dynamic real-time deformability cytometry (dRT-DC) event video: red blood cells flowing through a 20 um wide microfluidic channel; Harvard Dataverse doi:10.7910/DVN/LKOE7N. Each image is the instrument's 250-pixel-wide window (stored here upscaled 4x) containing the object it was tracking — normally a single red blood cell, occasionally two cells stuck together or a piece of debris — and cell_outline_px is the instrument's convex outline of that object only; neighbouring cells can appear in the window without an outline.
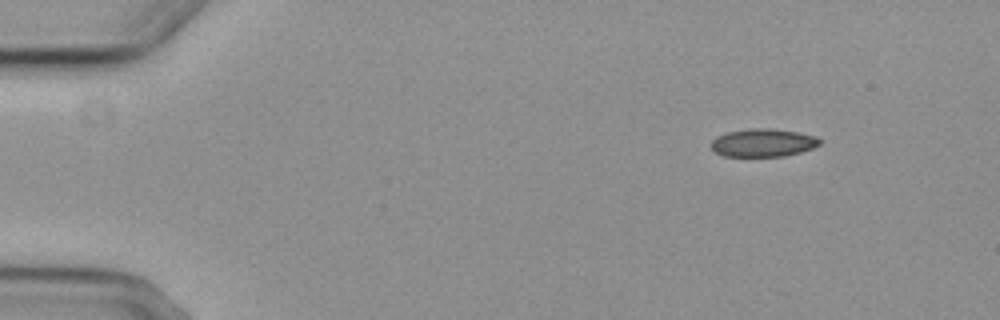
{"species": "common noctule bat (a hibernating species)", "species_latin": "Nyctalus noctula", "temperature_condition": "cold", "stored_images_in_passage": 5, "camera_frame_rate_fps": 3000, "um_per_image_px": 0.085, "animal": {"sex": "female", "body_mass_g": 29.2, "forearm_length_mm": 56.3}, "frame": {"image": 1, "passage_image": 1, "time_ms": 0.0, "image_size_px": [1000, 320], "cell_outline_px": [[820, 144], [812, 148], [800, 152], [784, 156], [724, 156], [716, 152], [712, 148], [712, 140], [716, 136], [724, 132], [748, 128], [768, 128], [796, 132], [816, 136], [820, 140]], "centroid_in_image_um": [64.83, 12.12], "position_along_channel_um": 20.2, "area_um2": 17.69}}
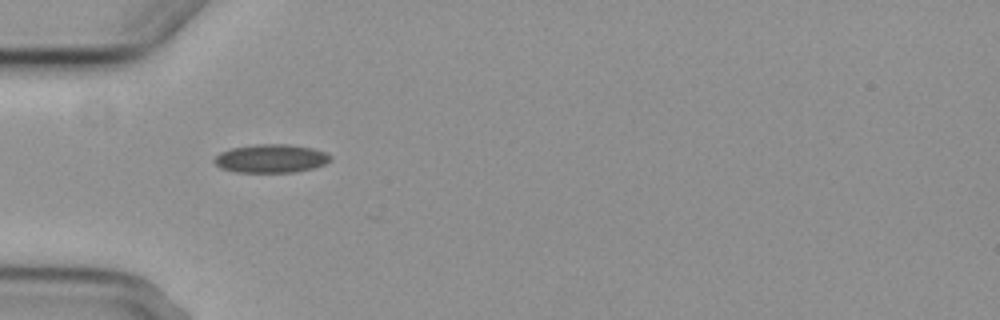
{"frame": {"image": 2, "passage_image": 4, "time_ms": 3.667, "image_size_px": [1000, 320], "cell_outline_px": [[332, 160], [324, 164], [312, 168], [296, 172], [236, 172], [220, 168], [212, 160], [220, 152], [232, 148], [256, 144], [288, 144], [312, 148], [324, 152], [332, 156]], "centroid_in_image_um": [23.03, 13.47], "position_along_channel_um": 62.0, "area_um2": 19.25}}
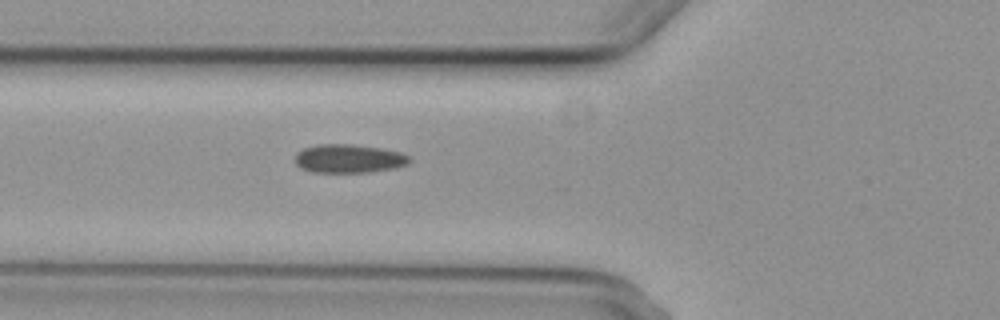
{"frame": {"image": 3, "passage_image": 5, "time_ms": 4.667, "image_size_px": [1000, 320], "cell_outline_px": [[412, 160], [408, 164], [396, 168], [368, 172], [312, 172], [300, 168], [296, 164], [296, 152], [304, 148], [316, 144], [352, 144], [380, 148], [400, 152], [408, 156]], "centroid_in_image_um": [29.65, 13.48], "position_along_channel_um": 96.2, "area_um2": 19.13}}